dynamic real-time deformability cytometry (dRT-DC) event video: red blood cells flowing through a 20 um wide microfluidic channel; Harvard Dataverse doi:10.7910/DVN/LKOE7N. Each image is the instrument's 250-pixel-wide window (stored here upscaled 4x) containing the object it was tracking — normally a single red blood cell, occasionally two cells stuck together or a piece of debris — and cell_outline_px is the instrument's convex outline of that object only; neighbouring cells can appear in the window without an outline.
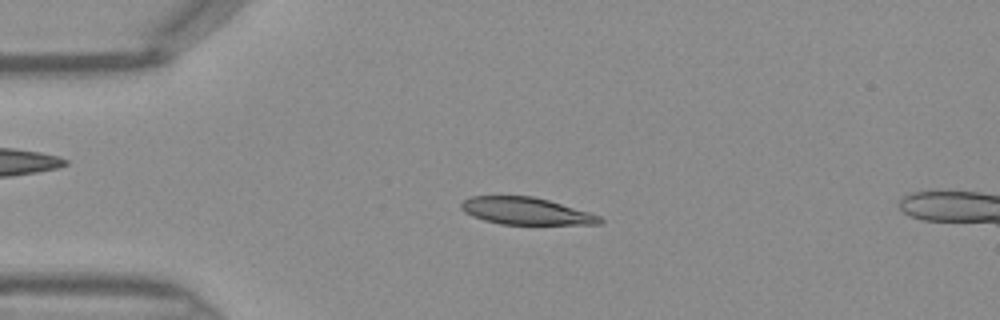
{"species": "Egyptian fruit bat (a non-hibernating species)", "species_latin": "Rousettus aegyptiacus", "temperature_condition": "warm", "stored_images_in_passage": 38, "camera_frame_rate_fps": 3000, "um_per_image_px": 0.085, "frame": {"image": 1, "passage_image": 2, "time_ms": 0.333, "image_size_px": [1000, 320], "cell_outline_px": [[604, 220], [600, 224], [500, 224], [484, 220], [472, 216], [464, 212], [460, 208], [460, 204], [464, 200], [472, 196], [532, 196], [548, 200], [588, 212], [600, 216]], "centroid_in_image_um": [44.67, 17.94], "position_along_channel_um": 40.3, "area_um2": 21.73}}
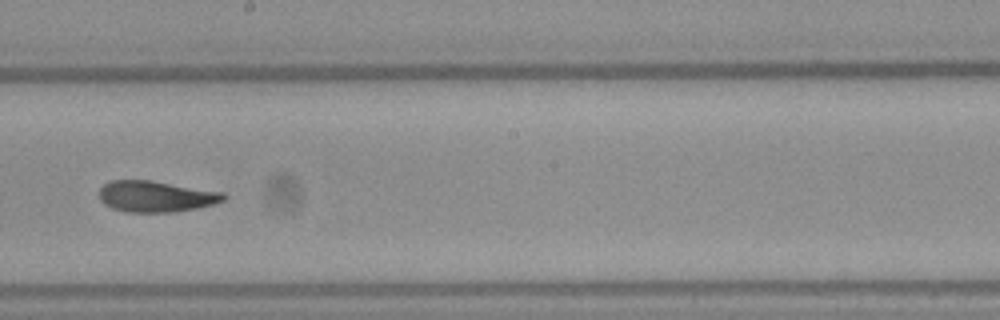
{"frame": {"image": 2, "passage_image": 17, "time_ms": 5.333, "image_size_px": [1000, 320], "cell_outline_px": [[228, 196], [224, 200], [212, 204], [196, 208], [172, 212], [124, 212], [112, 208], [104, 204], [100, 200], [100, 188], [108, 180], [152, 180], [224, 192]], "centroid_in_image_um": [13.24, 16.69], "position_along_channel_um": 235.0, "area_um2": 22.72}}
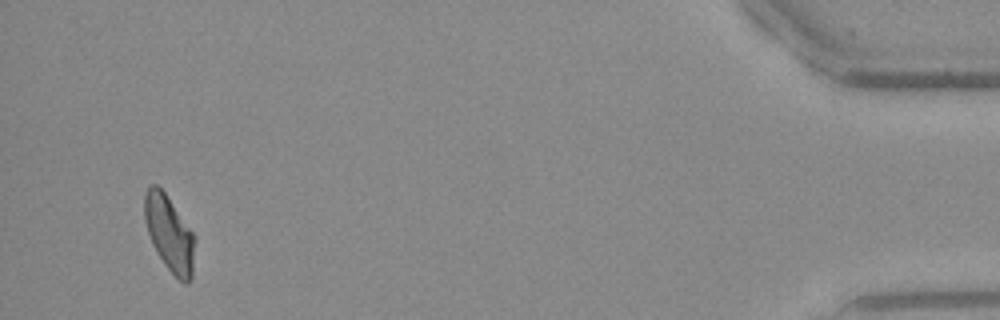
{"frame": {"image": 3, "passage_image": 35, "time_ms": 11.333, "image_size_px": [1000, 320], "cell_outline_px": [[196, 236], [192, 276], [188, 284], [184, 284], [164, 264], [152, 244], [144, 220], [144, 192], [152, 184], [156, 184], [164, 192]], "centroid_in_image_um": [14.4, 19.85], "position_along_channel_um": 420.8, "area_um2": 22.2}}